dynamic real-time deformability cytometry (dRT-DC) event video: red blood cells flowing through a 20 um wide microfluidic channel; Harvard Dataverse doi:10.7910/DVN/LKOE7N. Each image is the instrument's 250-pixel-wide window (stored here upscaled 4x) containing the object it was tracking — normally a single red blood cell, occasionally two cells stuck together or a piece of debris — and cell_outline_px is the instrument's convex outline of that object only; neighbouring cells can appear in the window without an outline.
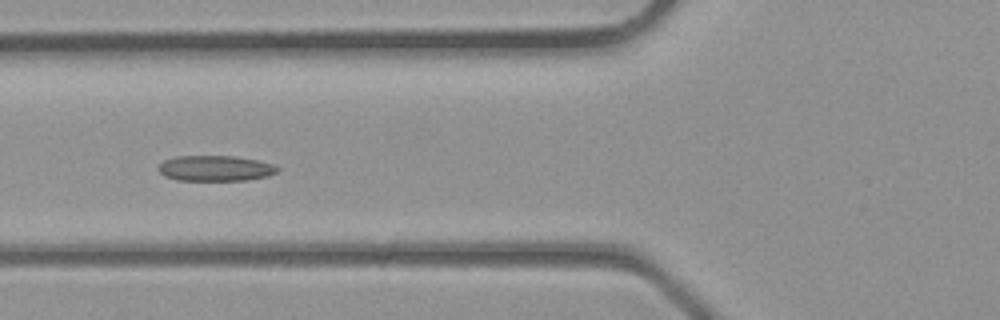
{"species": "common noctule bat (a hibernating species)", "species_latin": "Nyctalus noctula", "temperature_condition": "room temperature", "stored_images_in_passage": 27, "camera_frame_rate_fps": 3000, "um_per_image_px": 0.085, "animal": {"sex": "male", "body_mass_g": 23.1, "forearm_length_mm": 52.7}, "frame": {"image": 1, "passage_image": 4, "time_ms": 1.0, "image_size_px": [1000, 320], "cell_outline_px": [[280, 168], [276, 172], [268, 176], [248, 180], [176, 180], [164, 176], [156, 168], [164, 160], [176, 156], [236, 156], [256, 160], [272, 164]], "centroid_in_image_um": [18.28, 14.3], "position_along_channel_um": 107.5, "area_um2": 17.74}}
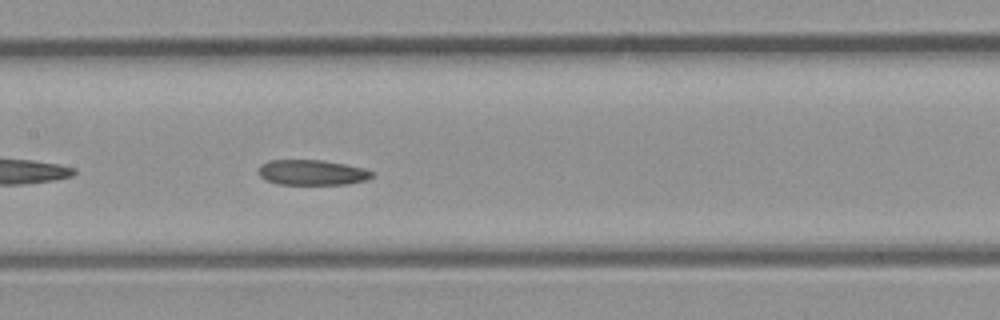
{"frame": {"image": 2, "passage_image": 8, "time_ms": 2.333, "image_size_px": [1000, 320], "cell_outline_px": [[372, 176], [364, 180], [348, 184], [276, 184], [264, 180], [256, 172], [260, 164], [268, 160], [324, 160], [364, 168], [372, 172]], "centroid_in_image_um": [26.43, 14.65], "position_along_channel_um": 181.0, "area_um2": 16.82}}
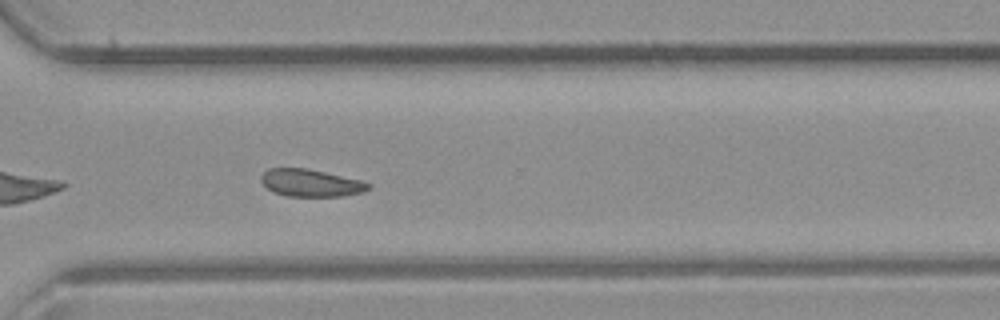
{"frame": {"image": 3, "passage_image": 17, "time_ms": 5.333, "image_size_px": [1000, 320], "cell_outline_px": [[372, 184], [368, 188], [360, 192], [344, 196], [288, 196], [272, 192], [260, 180], [260, 176], [268, 168], [304, 168], [364, 180]], "centroid_in_image_um": [26.41, 15.54], "position_along_channel_um": 344.2, "area_um2": 17.05}}